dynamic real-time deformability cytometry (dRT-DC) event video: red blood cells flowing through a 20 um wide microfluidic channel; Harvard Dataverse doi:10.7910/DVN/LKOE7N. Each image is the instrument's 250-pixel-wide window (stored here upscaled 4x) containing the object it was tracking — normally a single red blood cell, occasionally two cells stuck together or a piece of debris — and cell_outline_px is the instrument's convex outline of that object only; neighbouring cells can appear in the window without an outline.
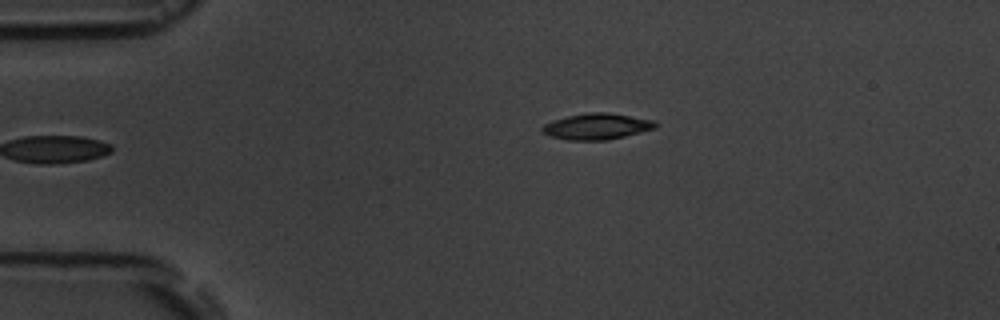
{"species": "common noctule bat (a hibernating species)", "species_latin": "Nyctalus noctula", "temperature_condition": "room temperature", "stored_images_in_passage": 5, "segment_of_instrument_passage": [2, 2], "camera_frame_rate_fps": 3000, "um_per_image_px": 0.085, "animal": {"sex": "male", "body_mass_g": 19.5, "forearm_length_mm": 54.6}, "frame": {"image": 1, "passage_image": 5, "time_ms": 5.667, "image_size_px": [1000, 320], "cell_outline_px": [[660, 124], [656, 128], [608, 140], [568, 140], [552, 136], [544, 132], [540, 128], [544, 124], [552, 120], [568, 116], [592, 112], [608, 112], [656, 120]], "centroid_in_image_um": [50.78, 10.74], "position_along_channel_um": 34.2, "area_um2": 17.22}}